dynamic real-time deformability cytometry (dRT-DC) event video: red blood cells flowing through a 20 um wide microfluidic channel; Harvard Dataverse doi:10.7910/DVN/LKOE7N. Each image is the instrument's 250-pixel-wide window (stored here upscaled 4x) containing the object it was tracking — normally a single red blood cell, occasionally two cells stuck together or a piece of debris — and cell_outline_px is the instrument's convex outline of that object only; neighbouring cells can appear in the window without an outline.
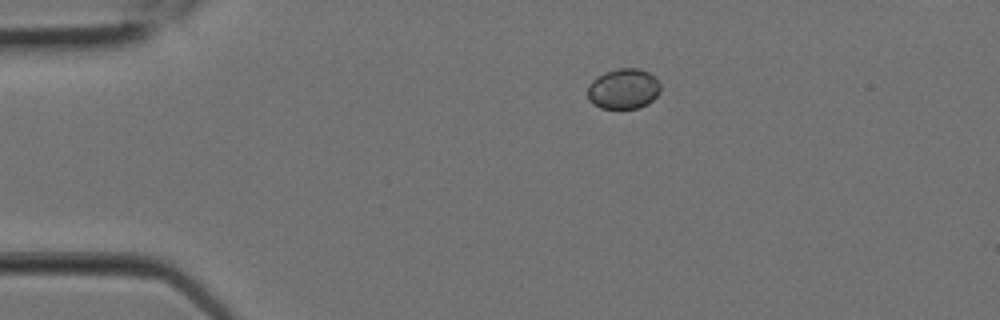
{"species": "Egyptian fruit bat (a non-hibernating species)", "species_latin": "Rousettus aegyptiacus", "temperature_condition": "room temperature", "stored_images_in_passage": 3, "camera_frame_rate_fps": 3000, "um_per_image_px": 0.085, "animal": {"sex": "female"}, "frame": {"image": 1, "passage_image": 1, "time_ms": 0.0, "image_size_px": [1000, 320], "cell_outline_px": [[660, 92], [648, 104], [640, 108], [600, 108], [592, 104], [588, 100], [588, 84], [596, 76], [604, 72], [620, 68], [640, 68], [656, 76], [660, 80]], "centroid_in_image_um": [53.0, 7.54], "position_along_channel_um": 32.0, "area_um2": 17.51}}